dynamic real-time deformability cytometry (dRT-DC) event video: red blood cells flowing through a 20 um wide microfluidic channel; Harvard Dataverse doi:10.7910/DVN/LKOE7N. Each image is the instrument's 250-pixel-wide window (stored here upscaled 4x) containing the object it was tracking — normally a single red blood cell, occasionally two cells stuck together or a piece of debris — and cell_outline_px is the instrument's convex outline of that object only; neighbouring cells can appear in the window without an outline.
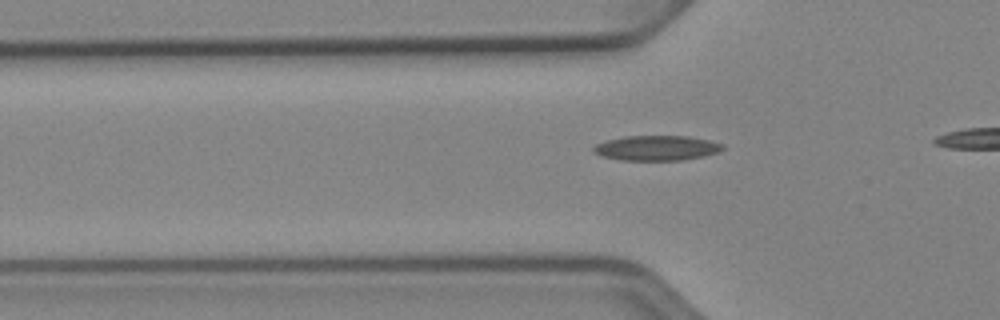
{"species": "Egyptian fruit bat (a non-hibernating species)", "species_latin": "Rousettus aegyptiacus", "temperature_condition": "cold", "stored_images_in_passage": 36, "camera_frame_rate_fps": 3000, "um_per_image_px": 0.085, "animal": {"sex": "female"}, "frame": {"image": 1, "passage_image": 11, "time_ms": 3.333, "image_size_px": [1000, 320], "cell_outline_px": [[724, 148], [720, 152], [704, 156], [680, 160], [620, 160], [600, 156], [592, 152], [592, 148], [596, 144], [604, 140], [624, 136], [688, 136], [708, 140], [724, 144]], "centroid_in_image_um": [55.78, 12.58], "position_along_channel_um": 70.0, "area_um2": 19.02}}
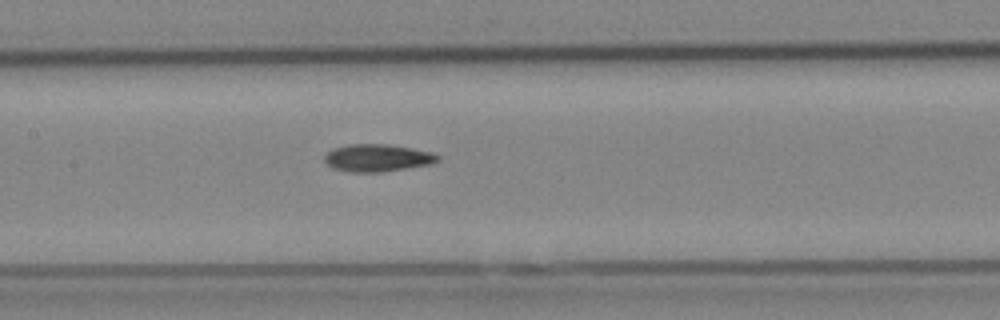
{"frame": {"image": 2, "passage_image": 19, "time_ms": 6.0, "image_size_px": [1000, 320], "cell_outline_px": [[440, 160], [432, 164], [380, 172], [352, 172], [332, 168], [324, 160], [324, 156], [332, 148], [348, 144], [388, 144], [412, 148], [432, 152], [440, 156]], "centroid_in_image_um": [32.09, 13.41], "position_along_channel_um": 175.3, "area_um2": 18.15}}
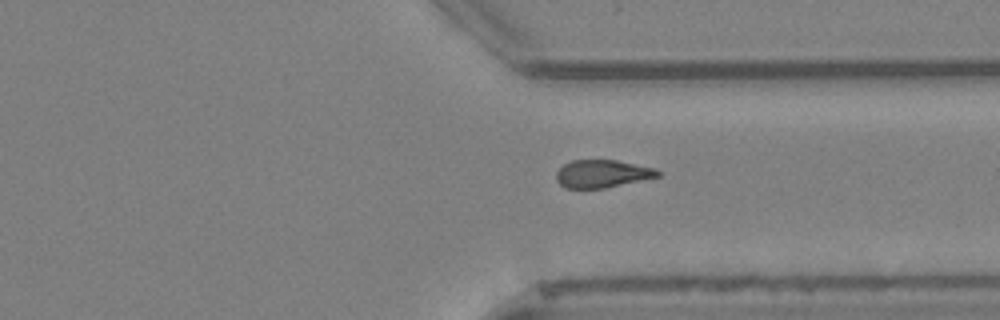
{"frame": {"image": 3, "passage_image": 33, "time_ms": 10.667, "image_size_px": [1000, 320], "cell_outline_px": [[660, 176], [604, 188], [564, 188], [556, 180], [556, 172], [564, 164], [572, 160], [616, 160], [656, 168], [660, 172]], "centroid_in_image_um": [51.18, 14.76], "position_along_channel_um": 360.2, "area_um2": 16.36}}